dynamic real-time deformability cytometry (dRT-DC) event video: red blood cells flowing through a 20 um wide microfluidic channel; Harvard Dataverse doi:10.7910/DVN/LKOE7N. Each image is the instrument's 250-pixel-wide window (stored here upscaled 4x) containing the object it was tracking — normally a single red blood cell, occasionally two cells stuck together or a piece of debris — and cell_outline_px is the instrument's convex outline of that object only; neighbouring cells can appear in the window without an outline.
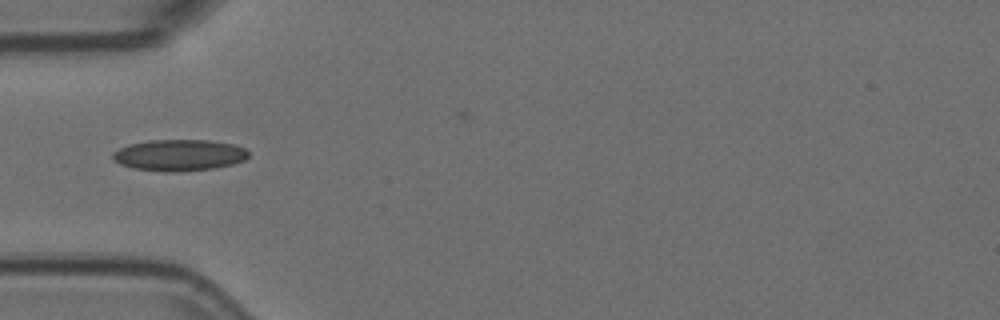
{"species": "Egyptian fruit bat (a non-hibernating species)", "species_latin": "Rousettus aegyptiacus", "temperature_condition": "room temperature", "stored_images_in_passage": 10, "camera_frame_rate_fps": 3000, "um_per_image_px": 0.085, "animal": {"sex": "female"}, "frame": {"image": 1, "passage_image": 5, "time_ms": 1.333, "image_size_px": [1000, 320], "cell_outline_px": [[248, 156], [244, 160], [232, 164], [212, 168], [176, 172], [164, 172], [132, 168], [120, 164], [112, 160], [112, 152], [120, 148], [132, 144], [148, 140], [208, 140], [232, 144], [244, 148], [248, 152]], "centroid_in_image_um": [15.19, 13.19], "position_along_channel_um": 69.8, "area_um2": 24.74}}
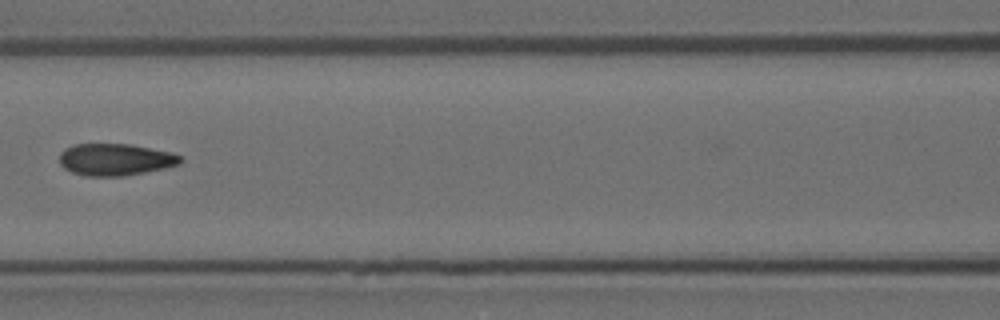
{"frame": {"image": 2, "passage_image": 7, "time_ms": 2.0, "image_size_px": [1000, 320], "cell_outline_px": [[184, 160], [180, 164], [164, 168], [124, 176], [84, 176], [72, 172], [64, 168], [60, 164], [60, 152], [64, 148], [72, 144], [132, 144], [172, 152], [180, 156]], "centroid_in_image_um": [9.8, 13.55], "position_along_channel_um": 156.8, "area_um2": 22.72}}
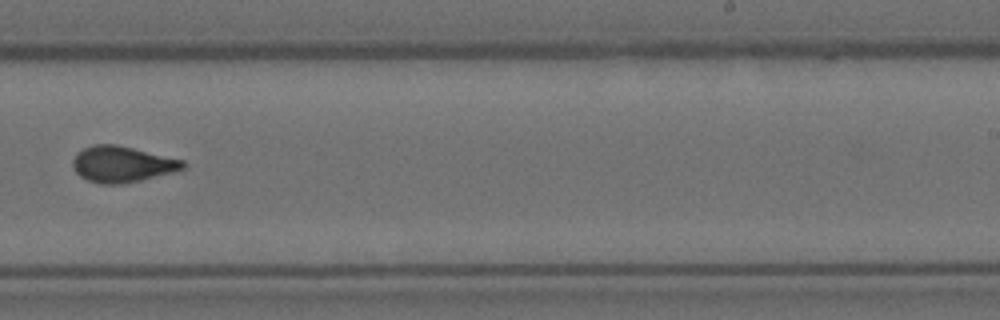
{"frame": {"image": 3, "passage_image": 10, "time_ms": 3.0, "image_size_px": [1000, 320], "cell_outline_px": [[184, 168], [172, 172], [140, 180], [120, 184], [100, 184], [88, 180], [80, 176], [72, 168], [72, 160], [76, 152], [92, 144], [116, 144], [184, 160]], "centroid_in_image_um": [10.32, 13.95], "position_along_channel_um": 278.7, "area_um2": 23.06}}